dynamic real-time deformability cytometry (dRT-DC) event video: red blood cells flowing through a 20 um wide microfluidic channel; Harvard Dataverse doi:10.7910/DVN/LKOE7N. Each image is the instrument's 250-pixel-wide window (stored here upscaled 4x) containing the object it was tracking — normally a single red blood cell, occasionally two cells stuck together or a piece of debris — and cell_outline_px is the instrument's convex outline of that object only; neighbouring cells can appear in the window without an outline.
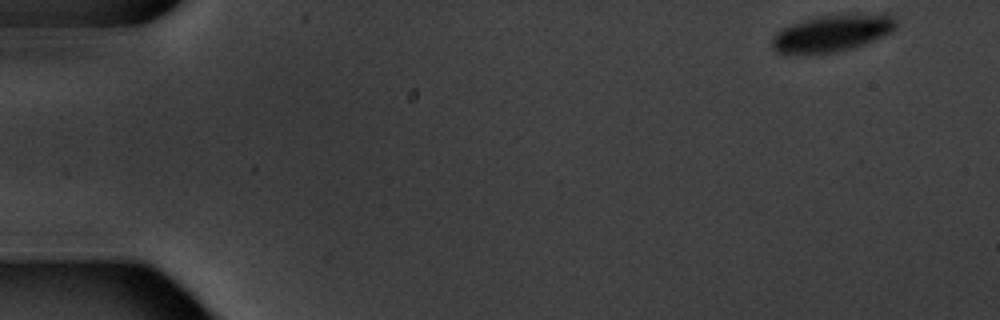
{"species": "common noctule bat (a hibernating species)", "species_latin": "Nyctalus noctula", "temperature_condition": "warm", "stored_images_in_passage": 4, "camera_frame_rate_fps": 3000, "um_per_image_px": 0.085, "animal": {"sex": "male", "body_mass_g": 20.1, "forearm_length_mm": 53.5}, "frame": {"image": 1, "passage_image": 1, "time_ms": 0.0, "image_size_px": [1000, 320], "cell_outline_px": [[896, 28], [892, 32], [884, 36], [864, 44], [852, 48], [832, 52], [776, 52], [772, 48], [772, 36], [776, 32], [792, 24], [804, 20], [824, 16], [888, 12], [896, 16]], "centroid_in_image_um": [70.84, 2.78], "position_along_channel_um": 14.2, "area_um2": 26.3}}
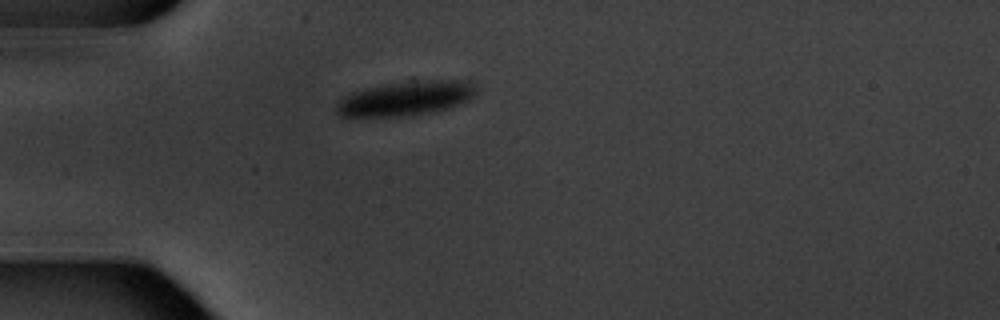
{"frame": {"image": 2, "passage_image": 4, "time_ms": 4.333, "image_size_px": [1000, 320], "cell_outline_px": [[476, 92], [468, 100], [452, 108], [412, 116], [340, 116], [336, 112], [336, 104], [344, 96], [352, 92], [412, 76], [472, 80], [476, 84]], "centroid_in_image_um": [34.6, 8.28], "position_along_channel_um": 50.4, "area_um2": 29.77}}